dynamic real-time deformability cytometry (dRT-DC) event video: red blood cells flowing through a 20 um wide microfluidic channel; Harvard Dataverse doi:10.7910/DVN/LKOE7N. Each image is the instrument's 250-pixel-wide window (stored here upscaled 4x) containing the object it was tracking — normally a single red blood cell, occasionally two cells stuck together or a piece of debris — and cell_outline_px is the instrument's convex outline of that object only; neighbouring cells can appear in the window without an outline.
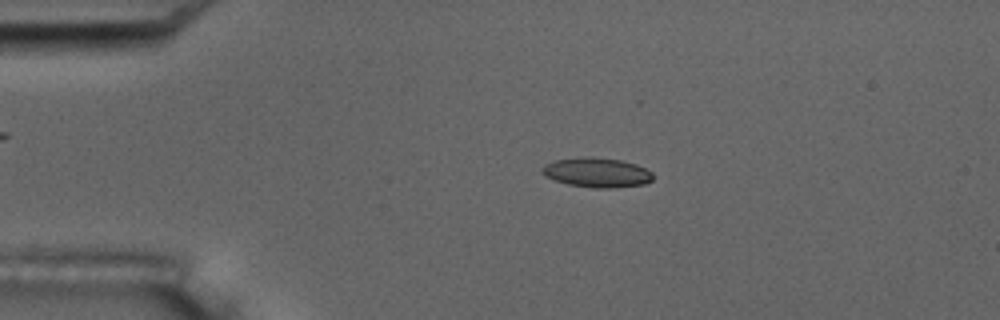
{"species": "common noctule bat (a hibernating species)", "species_latin": "Nyctalus noctula", "temperature_condition": "room temperature", "stored_images_in_passage": 6, "camera_frame_rate_fps": 3000, "um_per_image_px": 0.085, "animal": {"sex": "male", "body_mass_g": 17.5, "forearm_length_mm": 52.3}, "frame": {"image": 1, "passage_image": 3, "time_ms": 0.667, "image_size_px": [1000, 320], "cell_outline_px": [[652, 180], [644, 184], [612, 188], [596, 188], [568, 184], [544, 176], [540, 172], [540, 168], [544, 164], [556, 160], [592, 156], [620, 160], [636, 164], [652, 172]], "centroid_in_image_um": [50.71, 14.66], "position_along_channel_um": 34.3, "area_um2": 19.07}}